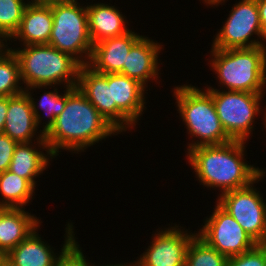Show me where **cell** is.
<instances>
[{
    "label": "cell",
    "mask_w": 266,
    "mask_h": 266,
    "mask_svg": "<svg viewBox=\"0 0 266 266\" xmlns=\"http://www.w3.org/2000/svg\"><path fill=\"white\" fill-rule=\"evenodd\" d=\"M118 134L120 133L74 86L67 90L66 106L45 134V140L51 153L57 157L63 150L76 154L86 152L84 150L88 147Z\"/></svg>",
    "instance_id": "cell-1"
},
{
    "label": "cell",
    "mask_w": 266,
    "mask_h": 266,
    "mask_svg": "<svg viewBox=\"0 0 266 266\" xmlns=\"http://www.w3.org/2000/svg\"><path fill=\"white\" fill-rule=\"evenodd\" d=\"M245 147L247 142L239 140L222 145L199 146L189 150L186 158L198 183L208 190H219V196L250 185L266 172V169L246 162Z\"/></svg>",
    "instance_id": "cell-2"
},
{
    "label": "cell",
    "mask_w": 266,
    "mask_h": 266,
    "mask_svg": "<svg viewBox=\"0 0 266 266\" xmlns=\"http://www.w3.org/2000/svg\"><path fill=\"white\" fill-rule=\"evenodd\" d=\"M208 64L220 89L266 93V45L251 48H211Z\"/></svg>",
    "instance_id": "cell-3"
},
{
    "label": "cell",
    "mask_w": 266,
    "mask_h": 266,
    "mask_svg": "<svg viewBox=\"0 0 266 266\" xmlns=\"http://www.w3.org/2000/svg\"><path fill=\"white\" fill-rule=\"evenodd\" d=\"M172 90L177 113L186 126L188 138H192L185 153L199 146L222 145L232 141L219 120L211 94L205 88L185 83Z\"/></svg>",
    "instance_id": "cell-4"
},
{
    "label": "cell",
    "mask_w": 266,
    "mask_h": 266,
    "mask_svg": "<svg viewBox=\"0 0 266 266\" xmlns=\"http://www.w3.org/2000/svg\"><path fill=\"white\" fill-rule=\"evenodd\" d=\"M20 47L7 46L19 61L21 80L25 84V89L35 85H62L63 89L77 86L82 65L71 55L57 50L50 44Z\"/></svg>",
    "instance_id": "cell-5"
},
{
    "label": "cell",
    "mask_w": 266,
    "mask_h": 266,
    "mask_svg": "<svg viewBox=\"0 0 266 266\" xmlns=\"http://www.w3.org/2000/svg\"><path fill=\"white\" fill-rule=\"evenodd\" d=\"M53 27L49 43L75 58L81 65L90 62L93 43L89 34L86 5L78 0L50 2Z\"/></svg>",
    "instance_id": "cell-6"
},
{
    "label": "cell",
    "mask_w": 266,
    "mask_h": 266,
    "mask_svg": "<svg viewBox=\"0 0 266 266\" xmlns=\"http://www.w3.org/2000/svg\"><path fill=\"white\" fill-rule=\"evenodd\" d=\"M205 89L213 98L217 115L227 135L232 140L247 142L255 130L256 118L262 114L265 93L220 90L211 85Z\"/></svg>",
    "instance_id": "cell-7"
},
{
    "label": "cell",
    "mask_w": 266,
    "mask_h": 266,
    "mask_svg": "<svg viewBox=\"0 0 266 266\" xmlns=\"http://www.w3.org/2000/svg\"><path fill=\"white\" fill-rule=\"evenodd\" d=\"M265 176L266 172H263L250 185L227 191L216 199L258 244H266V199L254 184Z\"/></svg>",
    "instance_id": "cell-8"
},
{
    "label": "cell",
    "mask_w": 266,
    "mask_h": 266,
    "mask_svg": "<svg viewBox=\"0 0 266 266\" xmlns=\"http://www.w3.org/2000/svg\"><path fill=\"white\" fill-rule=\"evenodd\" d=\"M229 12L223 26L213 36L211 48L225 50L266 45L256 0H239Z\"/></svg>",
    "instance_id": "cell-9"
},
{
    "label": "cell",
    "mask_w": 266,
    "mask_h": 266,
    "mask_svg": "<svg viewBox=\"0 0 266 266\" xmlns=\"http://www.w3.org/2000/svg\"><path fill=\"white\" fill-rule=\"evenodd\" d=\"M212 214L203 219L197 235L219 253L231 257L253 249L258 243L217 202Z\"/></svg>",
    "instance_id": "cell-10"
},
{
    "label": "cell",
    "mask_w": 266,
    "mask_h": 266,
    "mask_svg": "<svg viewBox=\"0 0 266 266\" xmlns=\"http://www.w3.org/2000/svg\"><path fill=\"white\" fill-rule=\"evenodd\" d=\"M76 87L120 134L130 129L132 131L136 127L116 107V104L112 103L111 73L102 74L96 72L88 64L82 65Z\"/></svg>",
    "instance_id": "cell-11"
},
{
    "label": "cell",
    "mask_w": 266,
    "mask_h": 266,
    "mask_svg": "<svg viewBox=\"0 0 266 266\" xmlns=\"http://www.w3.org/2000/svg\"><path fill=\"white\" fill-rule=\"evenodd\" d=\"M179 225L156 229L150 245L137 257L140 266H185L188 246L197 232Z\"/></svg>",
    "instance_id": "cell-12"
},
{
    "label": "cell",
    "mask_w": 266,
    "mask_h": 266,
    "mask_svg": "<svg viewBox=\"0 0 266 266\" xmlns=\"http://www.w3.org/2000/svg\"><path fill=\"white\" fill-rule=\"evenodd\" d=\"M70 222L71 220L66 224L64 241H62L64 244L59 254L39 235L40 224L22 242L3 256V261L9 266H55L78 239L74 234L73 223Z\"/></svg>",
    "instance_id": "cell-13"
},
{
    "label": "cell",
    "mask_w": 266,
    "mask_h": 266,
    "mask_svg": "<svg viewBox=\"0 0 266 266\" xmlns=\"http://www.w3.org/2000/svg\"><path fill=\"white\" fill-rule=\"evenodd\" d=\"M163 49V44L143 35L131 47L121 74L136 79L148 89L149 82L160 80L159 66L163 63H160L159 55Z\"/></svg>",
    "instance_id": "cell-14"
},
{
    "label": "cell",
    "mask_w": 266,
    "mask_h": 266,
    "mask_svg": "<svg viewBox=\"0 0 266 266\" xmlns=\"http://www.w3.org/2000/svg\"><path fill=\"white\" fill-rule=\"evenodd\" d=\"M38 129L32 105L26 92L9 96L3 133L17 143L45 140V135Z\"/></svg>",
    "instance_id": "cell-15"
},
{
    "label": "cell",
    "mask_w": 266,
    "mask_h": 266,
    "mask_svg": "<svg viewBox=\"0 0 266 266\" xmlns=\"http://www.w3.org/2000/svg\"><path fill=\"white\" fill-rule=\"evenodd\" d=\"M132 30L133 28L123 35L95 43L88 65L102 74L122 73L131 47L142 37Z\"/></svg>",
    "instance_id": "cell-16"
},
{
    "label": "cell",
    "mask_w": 266,
    "mask_h": 266,
    "mask_svg": "<svg viewBox=\"0 0 266 266\" xmlns=\"http://www.w3.org/2000/svg\"><path fill=\"white\" fill-rule=\"evenodd\" d=\"M52 27L53 13L50 2H29L24 10L19 28L8 40L7 46L11 45L10 42H18V40L21 42L18 43L20 46L48 44Z\"/></svg>",
    "instance_id": "cell-17"
},
{
    "label": "cell",
    "mask_w": 266,
    "mask_h": 266,
    "mask_svg": "<svg viewBox=\"0 0 266 266\" xmlns=\"http://www.w3.org/2000/svg\"><path fill=\"white\" fill-rule=\"evenodd\" d=\"M54 158L56 157L51 153L46 140H36L34 143H18L8 170L27 179L37 188L36 178L43 174Z\"/></svg>",
    "instance_id": "cell-18"
},
{
    "label": "cell",
    "mask_w": 266,
    "mask_h": 266,
    "mask_svg": "<svg viewBox=\"0 0 266 266\" xmlns=\"http://www.w3.org/2000/svg\"><path fill=\"white\" fill-rule=\"evenodd\" d=\"M146 87L121 73H111L112 103L136 126L146 110Z\"/></svg>",
    "instance_id": "cell-19"
},
{
    "label": "cell",
    "mask_w": 266,
    "mask_h": 266,
    "mask_svg": "<svg viewBox=\"0 0 266 266\" xmlns=\"http://www.w3.org/2000/svg\"><path fill=\"white\" fill-rule=\"evenodd\" d=\"M26 208H0V255L5 256L15 248L42 221Z\"/></svg>",
    "instance_id": "cell-20"
},
{
    "label": "cell",
    "mask_w": 266,
    "mask_h": 266,
    "mask_svg": "<svg viewBox=\"0 0 266 266\" xmlns=\"http://www.w3.org/2000/svg\"><path fill=\"white\" fill-rule=\"evenodd\" d=\"M87 4L89 34L93 45L107 38H113L129 32L128 20L115 5L105 3Z\"/></svg>",
    "instance_id": "cell-21"
},
{
    "label": "cell",
    "mask_w": 266,
    "mask_h": 266,
    "mask_svg": "<svg viewBox=\"0 0 266 266\" xmlns=\"http://www.w3.org/2000/svg\"><path fill=\"white\" fill-rule=\"evenodd\" d=\"M57 87V88H56ZM55 85H35L29 88H26L24 91L26 92L27 96L30 99L32 109L36 118V124L37 127L40 128V131L43 132L45 135L50 128L54 125L56 117L60 115V113L64 110L66 106V100H67V90L70 87H65V90H63L64 93H59L58 86ZM36 88L39 90L44 89H53L52 91H45L43 94H40V98L36 100V98H33L35 94L34 91ZM32 91V92H31ZM41 109V110H40ZM46 115L43 116L42 112ZM42 114V115H41ZM44 118V120H43ZM46 118V119H45ZM42 120L45 122L42 123ZM46 120V121H45ZM44 124V125H43ZM43 125V126H41ZM41 126L42 130H41Z\"/></svg>",
    "instance_id": "cell-22"
},
{
    "label": "cell",
    "mask_w": 266,
    "mask_h": 266,
    "mask_svg": "<svg viewBox=\"0 0 266 266\" xmlns=\"http://www.w3.org/2000/svg\"><path fill=\"white\" fill-rule=\"evenodd\" d=\"M35 191L27 179L9 170L0 173V208H25L35 198Z\"/></svg>",
    "instance_id": "cell-23"
},
{
    "label": "cell",
    "mask_w": 266,
    "mask_h": 266,
    "mask_svg": "<svg viewBox=\"0 0 266 266\" xmlns=\"http://www.w3.org/2000/svg\"><path fill=\"white\" fill-rule=\"evenodd\" d=\"M24 90L19 61L13 51L7 48L0 54V96L9 97Z\"/></svg>",
    "instance_id": "cell-24"
},
{
    "label": "cell",
    "mask_w": 266,
    "mask_h": 266,
    "mask_svg": "<svg viewBox=\"0 0 266 266\" xmlns=\"http://www.w3.org/2000/svg\"><path fill=\"white\" fill-rule=\"evenodd\" d=\"M228 257L219 253L197 234L191 240L185 266H227Z\"/></svg>",
    "instance_id": "cell-25"
},
{
    "label": "cell",
    "mask_w": 266,
    "mask_h": 266,
    "mask_svg": "<svg viewBox=\"0 0 266 266\" xmlns=\"http://www.w3.org/2000/svg\"><path fill=\"white\" fill-rule=\"evenodd\" d=\"M27 0H0V36L7 42L19 28Z\"/></svg>",
    "instance_id": "cell-26"
},
{
    "label": "cell",
    "mask_w": 266,
    "mask_h": 266,
    "mask_svg": "<svg viewBox=\"0 0 266 266\" xmlns=\"http://www.w3.org/2000/svg\"><path fill=\"white\" fill-rule=\"evenodd\" d=\"M227 266H266V244H257L243 254L228 257Z\"/></svg>",
    "instance_id": "cell-27"
},
{
    "label": "cell",
    "mask_w": 266,
    "mask_h": 266,
    "mask_svg": "<svg viewBox=\"0 0 266 266\" xmlns=\"http://www.w3.org/2000/svg\"><path fill=\"white\" fill-rule=\"evenodd\" d=\"M88 261L79 242L76 241L58 260L55 266H95V262L90 263Z\"/></svg>",
    "instance_id": "cell-28"
},
{
    "label": "cell",
    "mask_w": 266,
    "mask_h": 266,
    "mask_svg": "<svg viewBox=\"0 0 266 266\" xmlns=\"http://www.w3.org/2000/svg\"><path fill=\"white\" fill-rule=\"evenodd\" d=\"M17 144L8 135L0 134V173L8 170Z\"/></svg>",
    "instance_id": "cell-29"
},
{
    "label": "cell",
    "mask_w": 266,
    "mask_h": 266,
    "mask_svg": "<svg viewBox=\"0 0 266 266\" xmlns=\"http://www.w3.org/2000/svg\"><path fill=\"white\" fill-rule=\"evenodd\" d=\"M263 36L266 40V0H256Z\"/></svg>",
    "instance_id": "cell-30"
},
{
    "label": "cell",
    "mask_w": 266,
    "mask_h": 266,
    "mask_svg": "<svg viewBox=\"0 0 266 266\" xmlns=\"http://www.w3.org/2000/svg\"><path fill=\"white\" fill-rule=\"evenodd\" d=\"M7 109H8V97L0 96V134L3 133V128L6 121Z\"/></svg>",
    "instance_id": "cell-31"
},
{
    "label": "cell",
    "mask_w": 266,
    "mask_h": 266,
    "mask_svg": "<svg viewBox=\"0 0 266 266\" xmlns=\"http://www.w3.org/2000/svg\"><path fill=\"white\" fill-rule=\"evenodd\" d=\"M132 261H130L129 263L128 262H125V263L122 262L120 264L119 263H117V264H113V263L110 264L109 263V265L108 264L107 265L106 264L104 265V263H103V265L102 264L101 265L99 264V265H95V266H140V263H139L138 259H137V261L136 260L135 261L132 260Z\"/></svg>",
    "instance_id": "cell-32"
},
{
    "label": "cell",
    "mask_w": 266,
    "mask_h": 266,
    "mask_svg": "<svg viewBox=\"0 0 266 266\" xmlns=\"http://www.w3.org/2000/svg\"><path fill=\"white\" fill-rule=\"evenodd\" d=\"M202 1L204 2L203 4L207 5V7L211 6L213 8L222 5V3H223V5H224V3H226V0H202Z\"/></svg>",
    "instance_id": "cell-33"
},
{
    "label": "cell",
    "mask_w": 266,
    "mask_h": 266,
    "mask_svg": "<svg viewBox=\"0 0 266 266\" xmlns=\"http://www.w3.org/2000/svg\"><path fill=\"white\" fill-rule=\"evenodd\" d=\"M7 49V41L0 36V54Z\"/></svg>",
    "instance_id": "cell-34"
},
{
    "label": "cell",
    "mask_w": 266,
    "mask_h": 266,
    "mask_svg": "<svg viewBox=\"0 0 266 266\" xmlns=\"http://www.w3.org/2000/svg\"><path fill=\"white\" fill-rule=\"evenodd\" d=\"M263 108L266 109V106L263 107ZM265 109H264V110L262 109V112H264V113H263L264 116H263V118H262V119H263V123H261V124H263V127H264V128H262V131H263L264 129L266 130V110H265Z\"/></svg>",
    "instance_id": "cell-35"
},
{
    "label": "cell",
    "mask_w": 266,
    "mask_h": 266,
    "mask_svg": "<svg viewBox=\"0 0 266 266\" xmlns=\"http://www.w3.org/2000/svg\"><path fill=\"white\" fill-rule=\"evenodd\" d=\"M53 1H69V0H41V2H46V3L53 2Z\"/></svg>",
    "instance_id": "cell-36"
},
{
    "label": "cell",
    "mask_w": 266,
    "mask_h": 266,
    "mask_svg": "<svg viewBox=\"0 0 266 266\" xmlns=\"http://www.w3.org/2000/svg\"><path fill=\"white\" fill-rule=\"evenodd\" d=\"M0 266H9V265L6 264L4 261H2V262L0 263Z\"/></svg>",
    "instance_id": "cell-37"
},
{
    "label": "cell",
    "mask_w": 266,
    "mask_h": 266,
    "mask_svg": "<svg viewBox=\"0 0 266 266\" xmlns=\"http://www.w3.org/2000/svg\"><path fill=\"white\" fill-rule=\"evenodd\" d=\"M28 2H41V0H27Z\"/></svg>",
    "instance_id": "cell-38"
},
{
    "label": "cell",
    "mask_w": 266,
    "mask_h": 266,
    "mask_svg": "<svg viewBox=\"0 0 266 266\" xmlns=\"http://www.w3.org/2000/svg\"><path fill=\"white\" fill-rule=\"evenodd\" d=\"M3 261V257L0 255V263Z\"/></svg>",
    "instance_id": "cell-39"
}]
</instances>
